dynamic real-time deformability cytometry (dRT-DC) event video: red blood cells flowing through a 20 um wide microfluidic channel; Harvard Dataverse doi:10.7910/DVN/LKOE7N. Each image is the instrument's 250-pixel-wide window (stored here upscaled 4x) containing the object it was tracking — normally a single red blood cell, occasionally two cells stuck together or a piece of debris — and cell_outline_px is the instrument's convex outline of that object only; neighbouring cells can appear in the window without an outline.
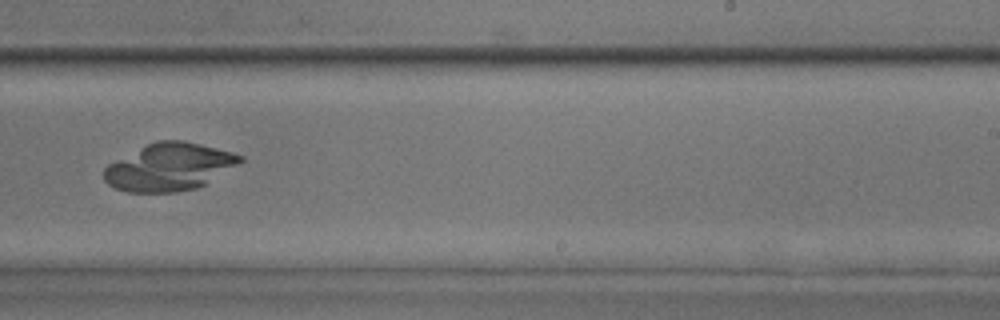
{"species": "common noctule bat (a hibernating species)", "species_latin": "Nyctalus noctula", "temperature_condition": "room temperature", "stored_images_in_passage": 34, "camera_frame_rate_fps": 3000, "um_per_image_px": 0.085, "animal": {"sex": "male", "body_mass_g": 17.9, "forearm_length_mm": 54.2}, "frame": {"image": 1, "passage_image": 28, "time_ms": 9.0, "image_size_px": [1000, 320], "cell_outline_px": [[244, 160], [204, 184], [196, 188], [176, 192], [128, 192], [116, 188], [108, 184], [104, 180], [104, 168], [108, 164], [156, 140], [184, 140], [232, 152], [244, 156]], "centroid_in_image_um": [14.38, 14.19], "position_along_channel_um": 274.6, "area_um2": 37.17}}